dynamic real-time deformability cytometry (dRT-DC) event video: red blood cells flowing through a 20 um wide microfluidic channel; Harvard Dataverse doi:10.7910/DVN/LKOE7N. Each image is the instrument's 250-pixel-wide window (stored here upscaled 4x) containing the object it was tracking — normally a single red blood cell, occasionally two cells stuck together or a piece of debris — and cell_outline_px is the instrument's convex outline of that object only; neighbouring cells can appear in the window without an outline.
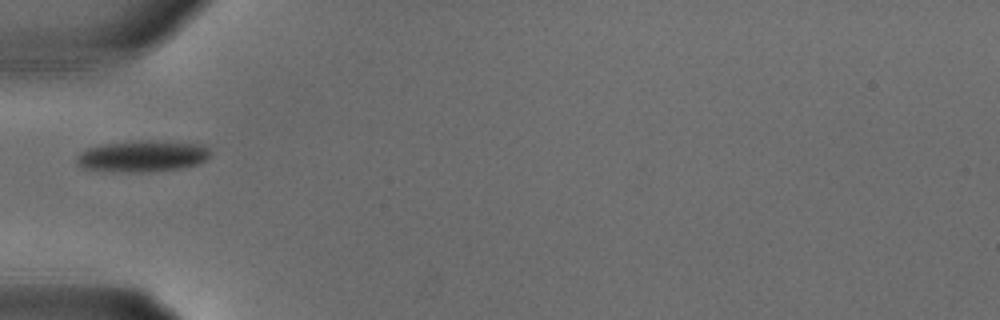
{"species": "common noctule bat (a hibernating species)", "species_latin": "Nyctalus noctula", "temperature_condition": "warm", "stored_images_in_passage": 4, "camera_frame_rate_fps": 3000, "um_per_image_px": 0.085, "animal": {"sex": "male", "body_mass_g": 18.8}, "frame": {"image": 1, "passage_image": 1, "time_ms": 0.0, "image_size_px": [1000, 320], "cell_outline_px": [[212, 152], [204, 160], [196, 164], [184, 168], [148, 172], [116, 172], [84, 168], [76, 164], [76, 156], [80, 152], [88, 148], [100, 144], [144, 140], [160, 140], [204, 144]], "centroid_in_image_um": [12.11, 13.27], "position_along_channel_um": 72.9, "area_um2": 24.85}}